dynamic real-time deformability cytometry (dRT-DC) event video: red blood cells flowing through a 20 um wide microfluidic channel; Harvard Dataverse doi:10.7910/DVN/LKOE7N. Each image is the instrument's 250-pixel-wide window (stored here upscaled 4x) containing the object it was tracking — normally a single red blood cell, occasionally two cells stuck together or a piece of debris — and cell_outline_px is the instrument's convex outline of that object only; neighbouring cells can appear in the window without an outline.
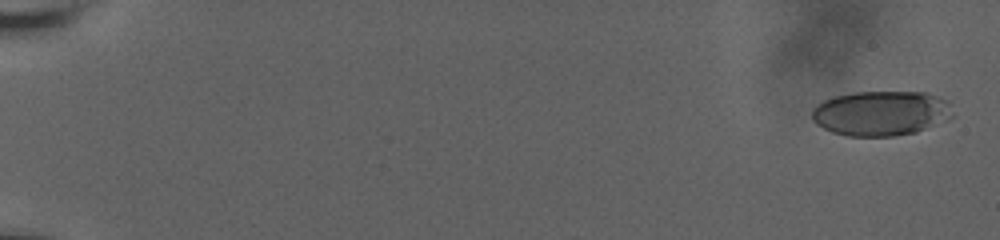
{"species": "human", "species_latin": "Homo sapiens", "temperature_condition": "room temperature", "stored_images_in_passage": 50, "camera_frame_rate_fps": 3000, "um_per_image_px": 0.085, "donor": {"sex": "male"}, "frame": {"image": 1, "passage_image": 1, "time_ms": 0.0, "image_size_px": [1000, 240], "cell_outline_px": [[956, 116], [948, 120], [916, 132], [896, 136], [848, 136], [832, 132], [816, 124], [812, 120], [812, 108], [816, 104], [824, 100], [836, 96], [856, 92], [928, 92], [948, 100], [952, 104]], "centroid_in_image_um": [74.95, 9.62], "position_along_channel_um": 10.1, "area_um2": 37.4}}
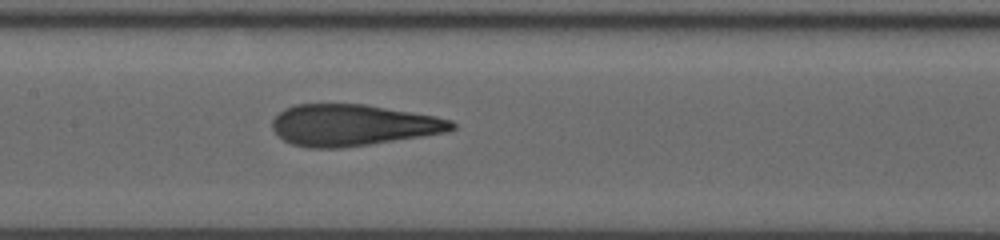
{"frame": {"image": 2, "passage_image": 28, "time_ms": 10.333, "image_size_px": [1000, 240], "cell_outline_px": [[456, 128], [448, 132], [368, 144], [340, 148], [308, 148], [292, 144], [284, 140], [272, 128], [272, 120], [284, 108], [296, 104], [364, 104], [436, 116], [452, 120], [456, 124]], "centroid_in_image_um": [29.99, 10.63], "position_along_channel_um": 177.4, "area_um2": 43.18}}
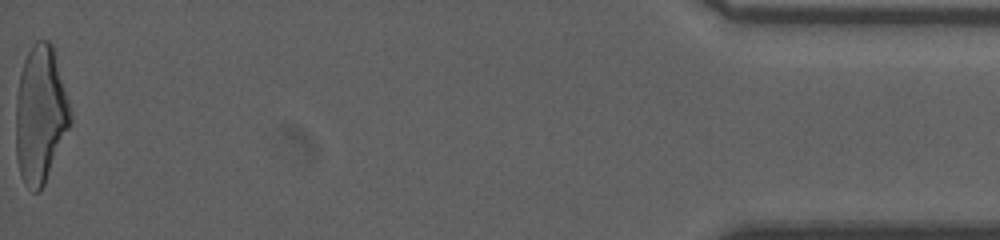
{"frame": {"image": 3, "passage_image": 50, "time_ms": 19.667, "image_size_px": [1000, 240], "cell_outline_px": [[72, 120], [44, 184], [36, 192], [32, 192], [24, 184], [20, 172], [16, 156], [16, 96], [20, 72], [24, 60], [32, 44], [36, 40], [48, 40], [52, 44], [72, 112]], "centroid_in_image_um": [3.42, 9.72], "position_along_channel_um": 431.8, "area_um2": 43.41}, "authors_computed_cell_mechanics": {"area_um2": 42.6853, "velocity_mm_per_s": 3.6545, "shape_relaxation_time_tau1_ms": 8.0861, "shape_relaxation_time_tau2_ms": 1.1383, "deformation_change_tau1": 0.2666, "deformation_change_tau2": 0.0988}}